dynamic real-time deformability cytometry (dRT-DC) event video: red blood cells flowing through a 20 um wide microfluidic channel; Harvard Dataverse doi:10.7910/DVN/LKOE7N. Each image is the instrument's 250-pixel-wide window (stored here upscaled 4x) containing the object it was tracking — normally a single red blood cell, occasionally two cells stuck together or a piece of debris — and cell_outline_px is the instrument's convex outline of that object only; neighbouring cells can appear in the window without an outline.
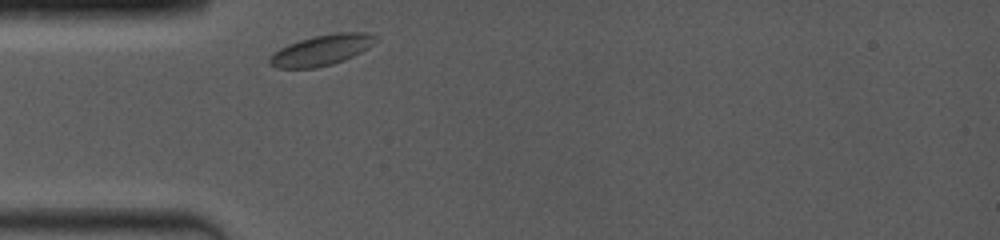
{"species": "common noctule bat (a hibernating species)", "species_latin": "Nyctalus noctula", "temperature_condition": "room temperature", "stored_images_in_passage": 1, "camera_frame_rate_fps": 4000, "um_per_image_px": 0.085, "animal": {"sex": "female", "body_mass_g": 19.0, "forearm_length_mm": 53.3}, "frame": {"image": 1, "passage_image": 1, "time_ms": 0.0, "image_size_px": [1000, 240], "cell_outline_px": [[380, 36], [368, 48], [344, 60], [332, 64], [316, 68], [276, 68], [268, 64], [268, 60], [272, 52], [288, 44], [312, 36], [336, 32], [368, 32]], "centroid_in_image_um": [27.32, 4.25], "position_along_channel_um": 57.7, "area_um2": 19.13}}